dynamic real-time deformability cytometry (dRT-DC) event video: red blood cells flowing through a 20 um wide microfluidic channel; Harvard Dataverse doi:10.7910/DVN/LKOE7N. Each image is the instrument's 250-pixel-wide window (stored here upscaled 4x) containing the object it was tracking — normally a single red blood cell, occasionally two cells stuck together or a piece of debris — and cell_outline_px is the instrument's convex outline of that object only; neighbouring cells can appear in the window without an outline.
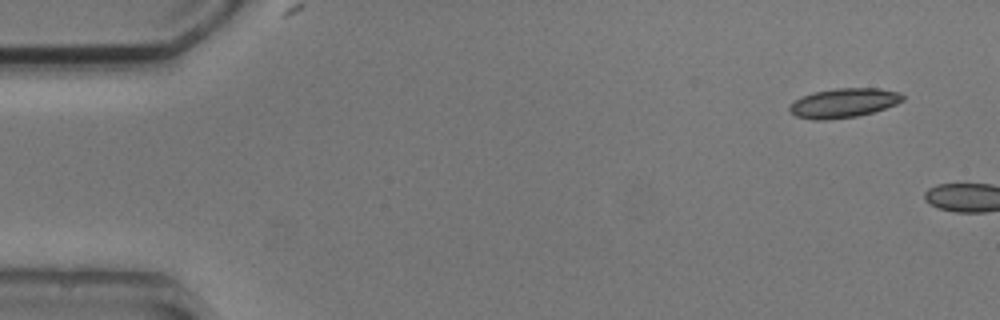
{"species": "common noctule bat (a hibernating species)", "species_latin": "Nyctalus noctula", "temperature_condition": "cold", "stored_images_in_passage": 2, "camera_frame_rate_fps": 3000, "um_per_image_px": 0.085, "animal": {"sex": "male", "body_mass_g": 20.5, "forearm_length_mm": 52.5}, "frame": {"image": 1, "passage_image": 1, "time_ms": 0.0, "image_size_px": [1000, 320], "cell_outline_px": [[904, 100], [896, 104], [872, 112], [856, 116], [828, 120], [812, 120], [796, 116], [788, 108], [796, 100], [812, 92], [836, 88], [880, 88], [900, 92], [904, 96]], "centroid_in_image_um": [71.73, 8.74], "position_along_channel_um": 13.3, "area_um2": 19.25}}